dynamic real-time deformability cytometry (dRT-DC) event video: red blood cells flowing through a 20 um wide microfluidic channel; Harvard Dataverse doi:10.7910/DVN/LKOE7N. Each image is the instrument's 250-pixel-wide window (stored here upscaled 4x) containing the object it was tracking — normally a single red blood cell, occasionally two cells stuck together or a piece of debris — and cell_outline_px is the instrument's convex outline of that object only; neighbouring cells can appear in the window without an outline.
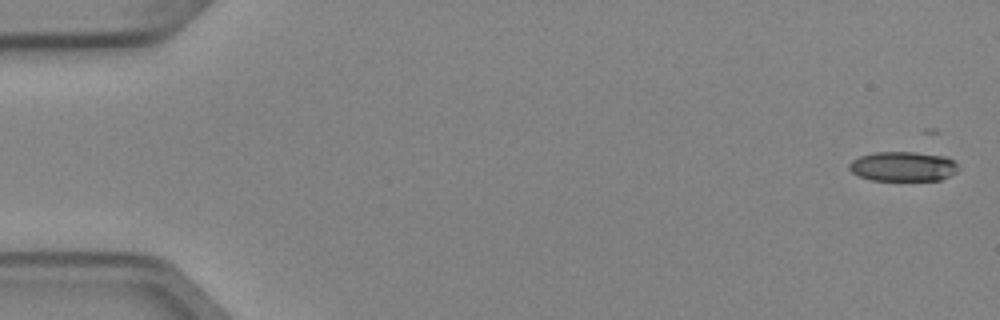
{"species": "Egyptian fruit bat (a non-hibernating species)", "species_latin": "Rousettus aegyptiacus", "temperature_condition": "cold", "stored_images_in_passage": 6, "camera_frame_rate_fps": 3000, "um_per_image_px": 0.085, "animal": {"sex": "female"}, "frame": {"image": 1, "passage_image": 1, "time_ms": 0.0, "image_size_px": [1000, 320], "cell_outline_px": [[956, 172], [940, 180], [872, 180], [860, 176], [852, 172], [848, 168], [848, 164], [852, 160], [860, 156], [872, 152], [916, 152], [944, 156], [952, 160], [956, 164]], "centroid_in_image_um": [76.71, 14.14], "position_along_channel_um": 8.3, "area_um2": 18.73}}
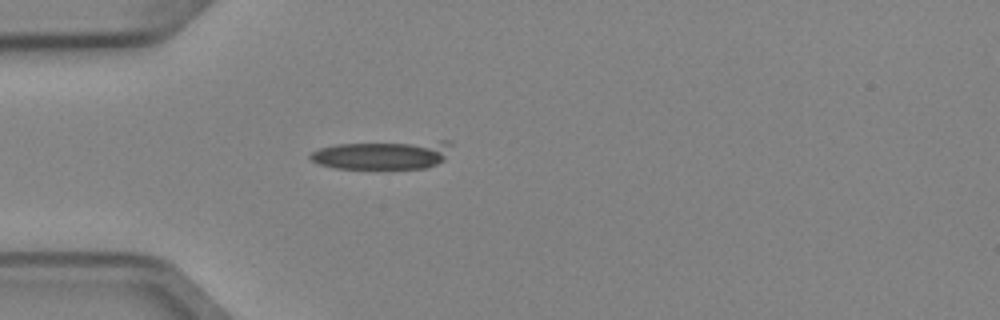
{"frame": {"image": 2, "passage_image": 5, "time_ms": 1.333, "image_size_px": [1000, 320], "cell_outline_px": [[452, 144], [444, 160], [436, 164], [424, 168], [336, 168], [320, 164], [312, 160], [308, 156], [312, 152], [320, 148], [336, 144], [440, 140], [452, 140]], "centroid_in_image_um": [32.58, 13.14], "position_along_channel_um": 52.4, "area_um2": 23.64}}